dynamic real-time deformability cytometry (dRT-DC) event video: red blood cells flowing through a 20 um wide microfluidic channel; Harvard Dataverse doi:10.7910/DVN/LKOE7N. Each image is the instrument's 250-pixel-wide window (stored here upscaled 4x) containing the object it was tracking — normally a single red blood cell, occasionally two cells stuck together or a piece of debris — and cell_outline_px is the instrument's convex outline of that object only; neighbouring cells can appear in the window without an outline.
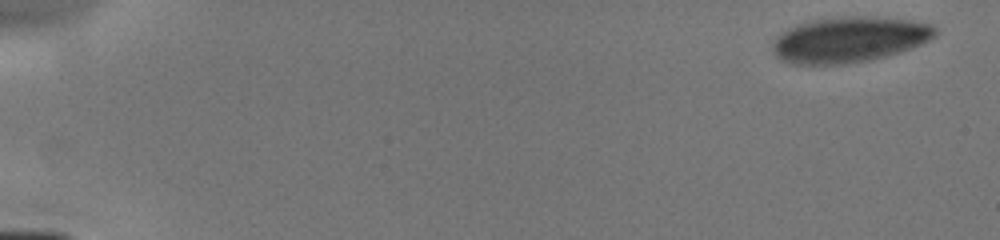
{"species": "human", "species_latin": "Homo sapiens", "temperature_condition": "cold", "stored_images_in_passage": 8, "camera_frame_rate_fps": 3000, "um_per_image_px": 0.085, "donor": {"sex": "male"}, "frame": {"image": 1, "passage_image": 1, "time_ms": 0.0, "image_size_px": [1000, 240], "cell_outline_px": [[940, 32], [936, 36], [912, 48], [888, 56], [868, 60], [840, 64], [792, 64], [780, 60], [776, 56], [772, 48], [772, 44], [788, 28], [812, 20], [848, 16], [860, 16], [908, 20], [932, 24]], "centroid_in_image_um": [72.23, 3.37], "position_along_channel_um": 12.8, "area_um2": 42.89}}
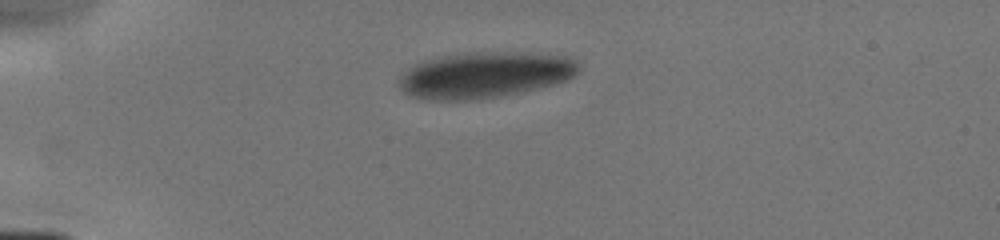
{"frame": {"image": 2, "passage_image": 5, "time_ms": 3.667, "image_size_px": [1000, 240], "cell_outline_px": [[580, 68], [576, 76], [568, 80], [556, 84], [520, 92], [500, 96], [468, 100], [428, 100], [412, 96], [404, 92], [396, 84], [400, 76], [408, 68], [424, 60], [440, 56], [476, 52], [496, 52], [572, 56], [580, 64]], "centroid_in_image_um": [41.22, 6.38], "position_along_channel_um": 43.8, "area_um2": 48.32}}
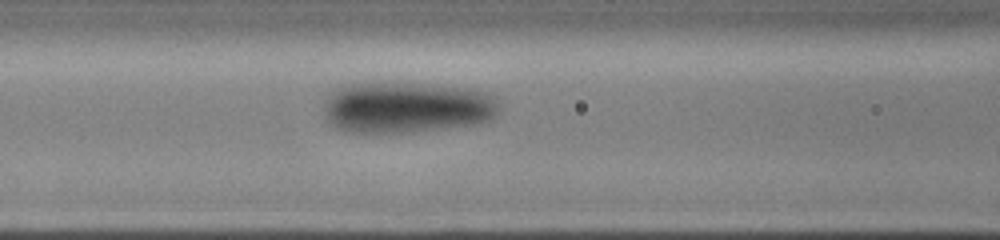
{"frame": {"image": 3, "passage_image": 8, "time_ms": 6.667, "image_size_px": [1000, 240], "cell_outline_px": [[500, 108], [496, 116], [492, 120], [480, 124], [412, 132], [352, 132], [336, 128], [324, 116], [324, 100], [336, 88], [348, 84], [372, 80], [388, 80], [432, 84], [472, 88], [496, 96], [500, 104]], "centroid_in_image_um": [34.6, 9.08], "position_along_channel_um": 132.0, "area_um2": 54.1}}